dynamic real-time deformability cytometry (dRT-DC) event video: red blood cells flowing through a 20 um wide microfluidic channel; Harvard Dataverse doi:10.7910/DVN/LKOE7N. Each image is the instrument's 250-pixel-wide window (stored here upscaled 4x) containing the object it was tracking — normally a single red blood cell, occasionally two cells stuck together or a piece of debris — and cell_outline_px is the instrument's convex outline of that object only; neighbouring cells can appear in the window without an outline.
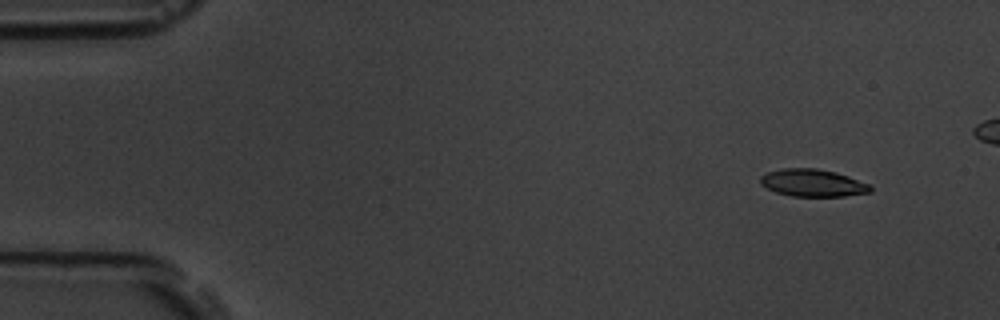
{"species": "common noctule bat (a hibernating species)", "species_latin": "Nyctalus noctula", "temperature_condition": "room temperature", "stored_images_in_passage": 9, "camera_frame_rate_fps": 3000, "um_per_image_px": 0.085, "animal": {"sex": "male", "body_mass_g": 19.5, "forearm_length_mm": 54.6}, "frame": {"image": 1, "passage_image": 2, "time_ms": 1.333, "image_size_px": [1000, 320], "cell_outline_px": [[872, 192], [844, 196], [792, 196], [776, 192], [760, 184], [760, 176], [768, 172], [784, 168], [816, 168], [836, 172], [872, 184]], "centroid_in_image_um": [69.12, 15.54], "position_along_channel_um": 15.9, "area_um2": 17.63}}
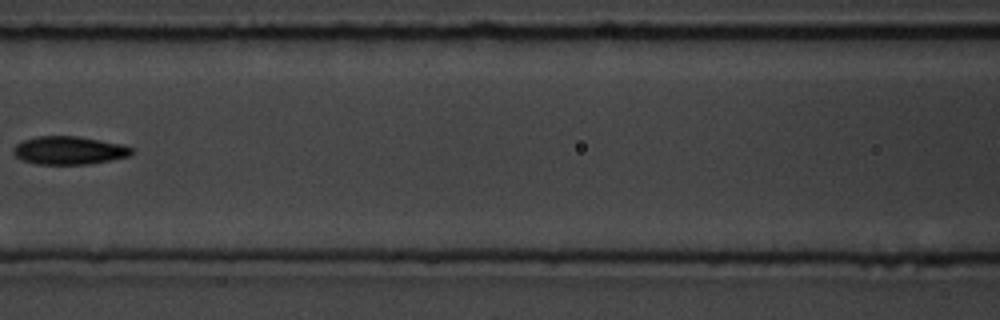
{"frame": {"image": 2, "passage_image": 8, "time_ms": 8.333, "image_size_px": [1000, 320], "cell_outline_px": [[132, 152], [128, 156], [112, 160], [88, 164], [36, 164], [20, 160], [12, 152], [12, 148], [16, 144], [24, 140], [36, 136], [76, 136], [124, 144], [132, 148]], "centroid_in_image_um": [5.84, 12.78], "position_along_channel_um": 160.8, "area_um2": 19.48}}
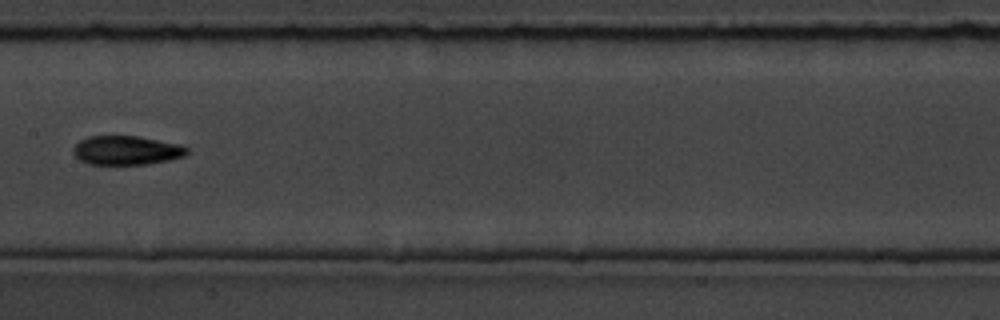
{"frame": {"image": 3, "passage_image": 9, "time_ms": 9.333, "image_size_px": [1000, 320], "cell_outline_px": [[188, 152], [184, 156], [168, 160], [144, 164], [88, 164], [80, 160], [72, 152], [72, 148], [80, 140], [88, 136], [136, 136], [180, 144], [188, 148]], "centroid_in_image_um": [10.72, 12.77], "position_along_channel_um": 196.7, "area_um2": 19.13}}